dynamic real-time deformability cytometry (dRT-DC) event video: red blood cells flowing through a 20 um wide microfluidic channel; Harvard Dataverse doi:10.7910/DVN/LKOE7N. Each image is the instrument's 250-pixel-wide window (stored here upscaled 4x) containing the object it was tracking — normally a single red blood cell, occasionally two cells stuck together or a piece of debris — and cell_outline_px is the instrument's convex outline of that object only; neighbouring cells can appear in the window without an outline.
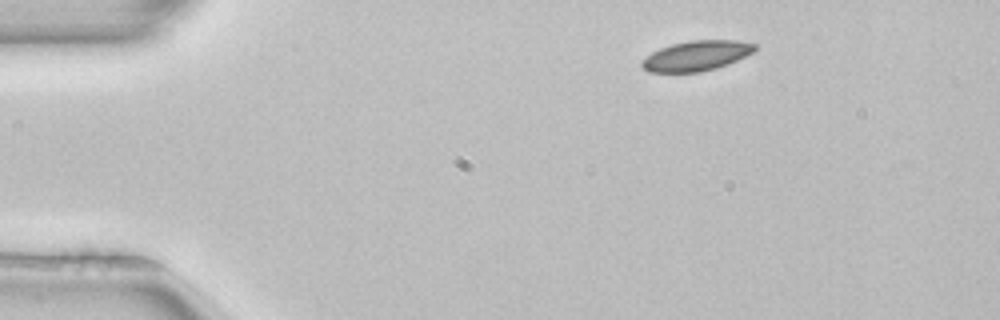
{"species": "common noctule bat (a hibernating species)", "species_latin": "Nyctalus noctula", "temperature_condition": "room temperature", "stored_images_in_passage": 5, "camera_frame_rate_fps": 3000, "um_per_image_px": 0.085, "animal": {"sex": "female", "body_mass_g": 22.7, "forearm_length_mm": 54.2}, "frame": {"image": 1, "passage_image": 2, "time_ms": 0.333, "image_size_px": [1000, 320], "cell_outline_px": [[756, 48], [752, 52], [728, 64], [716, 68], [700, 72], [648, 72], [640, 64], [640, 60], [652, 52], [660, 48], [672, 44], [692, 40], [736, 40], [756, 44]], "centroid_in_image_um": [59.16, 4.74], "position_along_channel_um": 25.8, "area_um2": 19.71}}
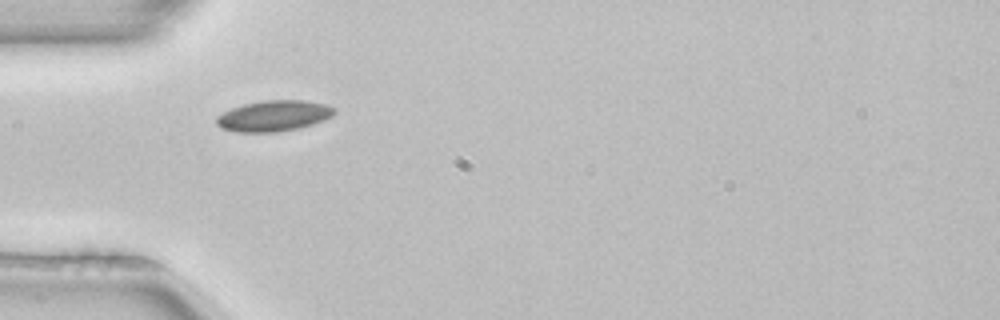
{"frame": {"image": 2, "passage_image": 4, "time_ms": 1.0, "image_size_px": [1000, 320], "cell_outline_px": [[336, 112], [332, 116], [324, 120], [312, 124], [296, 128], [276, 132], [236, 132], [220, 128], [216, 124], [216, 116], [232, 108], [244, 104], [264, 100], [308, 100], [324, 104], [336, 108]], "centroid_in_image_um": [23.26, 9.84], "position_along_channel_um": 61.7, "area_um2": 21.21}}